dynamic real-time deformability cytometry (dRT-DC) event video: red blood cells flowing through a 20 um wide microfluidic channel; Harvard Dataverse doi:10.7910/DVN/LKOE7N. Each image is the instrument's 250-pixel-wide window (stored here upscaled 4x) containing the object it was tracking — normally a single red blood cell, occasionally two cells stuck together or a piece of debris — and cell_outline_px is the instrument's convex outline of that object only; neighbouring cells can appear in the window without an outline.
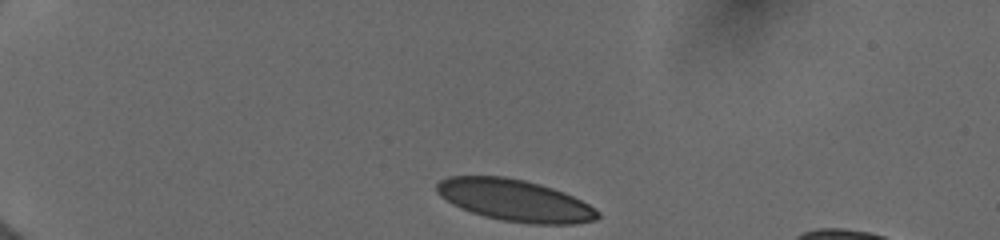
{"species": "human", "species_latin": "Homo sapiens", "temperature_condition": "cold", "stored_images_in_passage": 13, "camera_frame_rate_fps": 3000, "um_per_image_px": 0.085, "donor": {"sex": "female"}, "frame": {"image": 1, "passage_image": 1, "time_ms": 0.0, "image_size_px": [1000, 240], "cell_outline_px": [[600, 216], [596, 220], [576, 224], [532, 224], [500, 220], [484, 216], [460, 208], [452, 204], [440, 196], [436, 192], [436, 184], [440, 180], [448, 176], [504, 176], [524, 180], [540, 184], [564, 192], [588, 204], [600, 212]], "centroid_in_image_um": [43.75, 17.03], "position_along_channel_um": 41.2, "area_um2": 39.25}}